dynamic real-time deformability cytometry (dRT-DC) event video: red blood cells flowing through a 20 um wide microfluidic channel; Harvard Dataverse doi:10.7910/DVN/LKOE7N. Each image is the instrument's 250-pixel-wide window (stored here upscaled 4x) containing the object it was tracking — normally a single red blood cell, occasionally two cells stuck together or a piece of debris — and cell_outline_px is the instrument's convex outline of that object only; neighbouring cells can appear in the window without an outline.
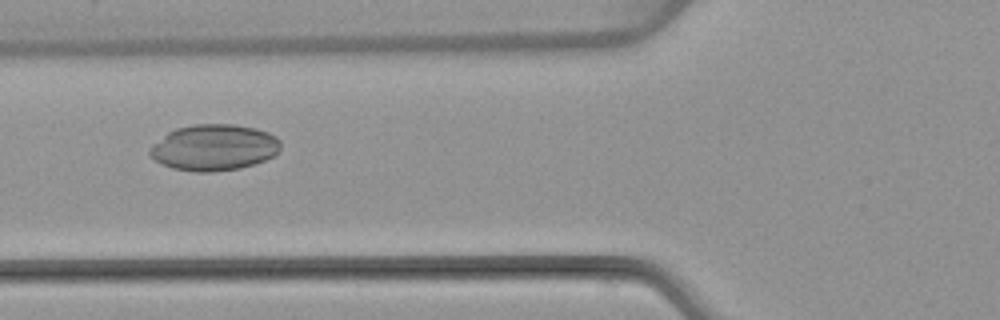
{"species": "common noctule bat (a hibernating species)", "species_latin": "Nyctalus noctula", "temperature_condition": "warm", "stored_images_in_passage": 7, "camera_frame_rate_fps": 3000, "um_per_image_px": 0.085, "animal": {"sex": "female", "body_mass_g": 22.7, "forearm_length_mm": 54.2}, "frame": {"image": 1, "passage_image": 6, "time_ms": 6.0, "image_size_px": [1000, 320], "cell_outline_px": [[280, 148], [272, 156], [264, 160], [240, 168], [212, 172], [196, 172], [172, 168], [156, 160], [148, 152], [148, 148], [152, 144], [168, 132], [176, 128], [196, 124], [232, 124], [256, 128], [268, 132], [276, 136], [280, 140]], "centroid_in_image_um": [18.18, 12.53], "position_along_channel_um": 107.6, "area_um2": 35.08}}
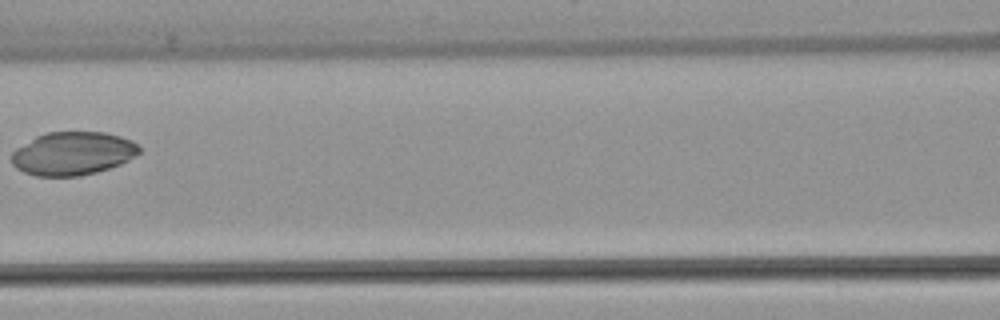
{"frame": {"image": 2, "passage_image": 7, "time_ms": 7.333, "image_size_px": [1000, 320], "cell_outline_px": [[140, 152], [128, 160], [120, 164], [96, 172], [80, 176], [36, 176], [24, 172], [16, 168], [12, 164], [12, 152], [16, 148], [36, 136], [48, 132], [104, 132], [120, 136], [132, 140], [140, 148]], "centroid_in_image_um": [6.17, 13.04], "position_along_channel_um": 160.4, "area_um2": 32.14}}